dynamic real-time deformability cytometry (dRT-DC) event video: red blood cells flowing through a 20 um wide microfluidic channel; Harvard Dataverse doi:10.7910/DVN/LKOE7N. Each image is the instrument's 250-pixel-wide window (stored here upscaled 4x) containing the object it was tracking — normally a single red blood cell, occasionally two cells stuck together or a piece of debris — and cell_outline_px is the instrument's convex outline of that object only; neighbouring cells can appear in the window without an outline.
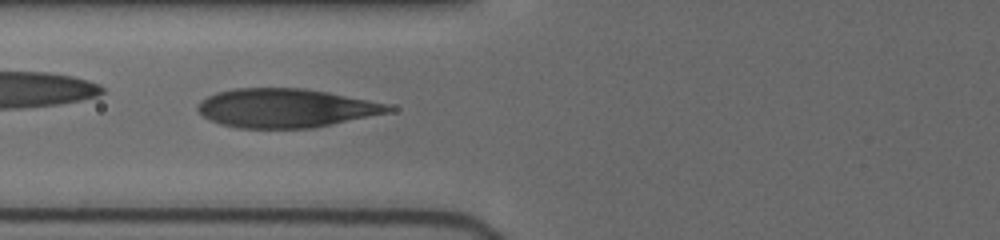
{"species": "human", "species_latin": "Homo sapiens", "temperature_condition": "cold", "stored_images_in_passage": 33, "camera_frame_rate_fps": 3000, "um_per_image_px": 0.085, "donor": {"sex": "female"}, "frame": {"image": 1, "passage_image": 7, "time_ms": 2.333, "image_size_px": [1000, 240], "cell_outline_px": [[396, 108], [388, 112], [332, 124], [312, 128], [236, 128], [220, 124], [208, 120], [196, 108], [200, 100], [216, 92], [236, 88], [304, 88], [328, 92], [388, 104]], "centroid_in_image_um": [24.23, 9.18], "position_along_channel_um": 101.6, "area_um2": 43.06}}
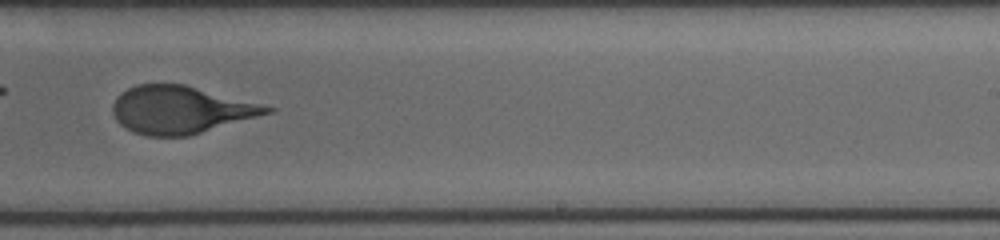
{"frame": {"image": 2, "passage_image": 18, "time_ms": 6.667, "image_size_px": [1000, 240], "cell_outline_px": [[276, 108], [272, 112], [188, 136], [148, 136], [124, 128], [116, 120], [112, 112], [112, 104], [116, 96], [128, 88], [136, 84], [184, 84]], "centroid_in_image_um": [15.29, 9.33], "position_along_channel_um": 273.7, "area_um2": 42.37}}
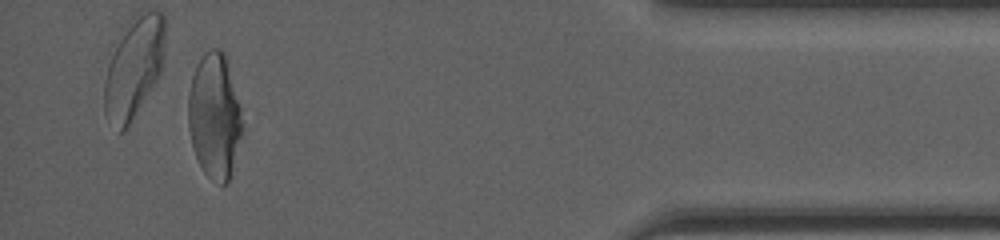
{"frame": {"image": 3, "passage_image": 30, "time_ms": 11.333, "image_size_px": [1000, 240], "cell_outline_px": [[248, 112], [228, 184], [220, 184], [212, 180], [200, 168], [192, 144], [188, 128], [188, 92], [192, 76], [196, 64], [204, 52], [212, 48], [220, 48], [224, 52], [248, 108]], "centroid_in_image_um": [18.33, 9.79], "position_along_channel_um": 416.9, "area_um2": 41.79}, "authors_computed_cell_mechanics": {"area_um2": 43.2922, "velocity_mm_per_s": 3.9558, "shape_relaxation_time_tau1_ms": 4.306, "shape_relaxation_time_tau2_ms": null, "deformation_change_tau1": 0.1785, "deformation_change_tau2": null}}